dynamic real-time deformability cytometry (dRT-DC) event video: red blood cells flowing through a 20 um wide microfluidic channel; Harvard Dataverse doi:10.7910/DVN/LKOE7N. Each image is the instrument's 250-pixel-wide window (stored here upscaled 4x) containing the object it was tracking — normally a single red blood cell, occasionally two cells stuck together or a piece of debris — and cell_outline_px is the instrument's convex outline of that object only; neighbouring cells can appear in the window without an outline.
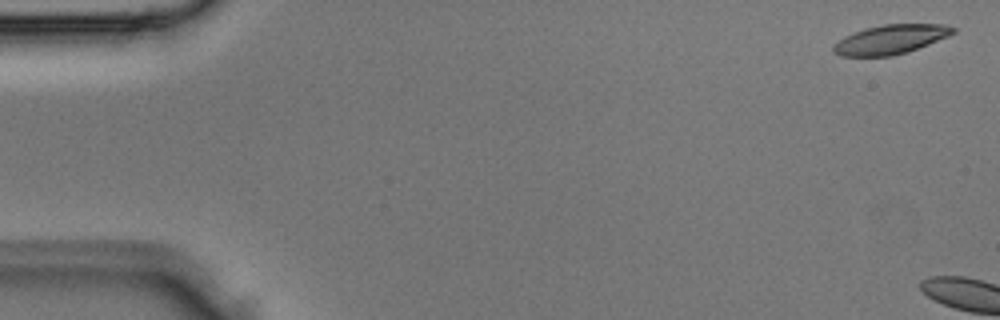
{"species": "Egyptian fruit bat (a non-hibernating species)", "species_latin": "Rousettus aegyptiacus", "temperature_condition": "room temperature", "stored_images_in_passage": 5, "camera_frame_rate_fps": 3000, "um_per_image_px": 0.085, "animal": {"sex": "male"}, "frame": {"image": 1, "passage_image": 1, "time_ms": 0.0, "image_size_px": [1000, 320], "cell_outline_px": [[956, 32], [948, 36], [928, 44], [892, 56], [840, 56], [832, 52], [832, 44], [844, 36], [864, 28], [884, 24], [944, 24], [956, 28]], "centroid_in_image_um": [75.65, 3.34], "position_along_channel_um": 9.4, "area_um2": 20.4}}